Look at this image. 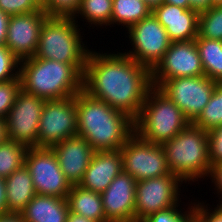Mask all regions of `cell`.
<instances>
[{"instance_id":"cell-21","label":"cell","mask_w":222,"mask_h":222,"mask_svg":"<svg viewBox=\"0 0 222 222\" xmlns=\"http://www.w3.org/2000/svg\"><path fill=\"white\" fill-rule=\"evenodd\" d=\"M5 185L8 213H21L37 194L25 165L6 177Z\"/></svg>"},{"instance_id":"cell-25","label":"cell","mask_w":222,"mask_h":222,"mask_svg":"<svg viewBox=\"0 0 222 222\" xmlns=\"http://www.w3.org/2000/svg\"><path fill=\"white\" fill-rule=\"evenodd\" d=\"M112 6L113 0H81L80 8L73 19L76 20L80 15L90 27L104 25L106 28L111 25Z\"/></svg>"},{"instance_id":"cell-22","label":"cell","mask_w":222,"mask_h":222,"mask_svg":"<svg viewBox=\"0 0 222 222\" xmlns=\"http://www.w3.org/2000/svg\"><path fill=\"white\" fill-rule=\"evenodd\" d=\"M69 211L96 222H106L101 193L72 185L67 195Z\"/></svg>"},{"instance_id":"cell-14","label":"cell","mask_w":222,"mask_h":222,"mask_svg":"<svg viewBox=\"0 0 222 222\" xmlns=\"http://www.w3.org/2000/svg\"><path fill=\"white\" fill-rule=\"evenodd\" d=\"M204 74L195 40L171 42L162 59L151 70L153 87L178 77H194Z\"/></svg>"},{"instance_id":"cell-20","label":"cell","mask_w":222,"mask_h":222,"mask_svg":"<svg viewBox=\"0 0 222 222\" xmlns=\"http://www.w3.org/2000/svg\"><path fill=\"white\" fill-rule=\"evenodd\" d=\"M20 214L24 222H66L69 206L66 198L36 194Z\"/></svg>"},{"instance_id":"cell-9","label":"cell","mask_w":222,"mask_h":222,"mask_svg":"<svg viewBox=\"0 0 222 222\" xmlns=\"http://www.w3.org/2000/svg\"><path fill=\"white\" fill-rule=\"evenodd\" d=\"M76 135V95L45 101L39 121L37 148H51Z\"/></svg>"},{"instance_id":"cell-16","label":"cell","mask_w":222,"mask_h":222,"mask_svg":"<svg viewBox=\"0 0 222 222\" xmlns=\"http://www.w3.org/2000/svg\"><path fill=\"white\" fill-rule=\"evenodd\" d=\"M136 182L122 171L101 193L106 222H135Z\"/></svg>"},{"instance_id":"cell-12","label":"cell","mask_w":222,"mask_h":222,"mask_svg":"<svg viewBox=\"0 0 222 222\" xmlns=\"http://www.w3.org/2000/svg\"><path fill=\"white\" fill-rule=\"evenodd\" d=\"M24 165L30 172L37 194L67 198L72 185L62 173L51 148H28Z\"/></svg>"},{"instance_id":"cell-5","label":"cell","mask_w":222,"mask_h":222,"mask_svg":"<svg viewBox=\"0 0 222 222\" xmlns=\"http://www.w3.org/2000/svg\"><path fill=\"white\" fill-rule=\"evenodd\" d=\"M190 122L179 107L157 87L146 96L138 117L135 133L144 141L162 145L180 133Z\"/></svg>"},{"instance_id":"cell-27","label":"cell","mask_w":222,"mask_h":222,"mask_svg":"<svg viewBox=\"0 0 222 222\" xmlns=\"http://www.w3.org/2000/svg\"><path fill=\"white\" fill-rule=\"evenodd\" d=\"M193 124L207 132L222 125V83L216 84L209 102Z\"/></svg>"},{"instance_id":"cell-37","label":"cell","mask_w":222,"mask_h":222,"mask_svg":"<svg viewBox=\"0 0 222 222\" xmlns=\"http://www.w3.org/2000/svg\"><path fill=\"white\" fill-rule=\"evenodd\" d=\"M9 20L10 16L0 10V45L6 44Z\"/></svg>"},{"instance_id":"cell-32","label":"cell","mask_w":222,"mask_h":222,"mask_svg":"<svg viewBox=\"0 0 222 222\" xmlns=\"http://www.w3.org/2000/svg\"><path fill=\"white\" fill-rule=\"evenodd\" d=\"M20 90V78L0 82V118H6Z\"/></svg>"},{"instance_id":"cell-41","label":"cell","mask_w":222,"mask_h":222,"mask_svg":"<svg viewBox=\"0 0 222 222\" xmlns=\"http://www.w3.org/2000/svg\"><path fill=\"white\" fill-rule=\"evenodd\" d=\"M66 222H96V221L69 211Z\"/></svg>"},{"instance_id":"cell-35","label":"cell","mask_w":222,"mask_h":222,"mask_svg":"<svg viewBox=\"0 0 222 222\" xmlns=\"http://www.w3.org/2000/svg\"><path fill=\"white\" fill-rule=\"evenodd\" d=\"M207 205L209 204L204 205V202H193L195 222H222V211L217 206L211 209Z\"/></svg>"},{"instance_id":"cell-24","label":"cell","mask_w":222,"mask_h":222,"mask_svg":"<svg viewBox=\"0 0 222 222\" xmlns=\"http://www.w3.org/2000/svg\"><path fill=\"white\" fill-rule=\"evenodd\" d=\"M152 13L143 0H113L111 26L122 25L126 30Z\"/></svg>"},{"instance_id":"cell-28","label":"cell","mask_w":222,"mask_h":222,"mask_svg":"<svg viewBox=\"0 0 222 222\" xmlns=\"http://www.w3.org/2000/svg\"><path fill=\"white\" fill-rule=\"evenodd\" d=\"M197 37L222 41V6L199 12Z\"/></svg>"},{"instance_id":"cell-30","label":"cell","mask_w":222,"mask_h":222,"mask_svg":"<svg viewBox=\"0 0 222 222\" xmlns=\"http://www.w3.org/2000/svg\"><path fill=\"white\" fill-rule=\"evenodd\" d=\"M81 5V0H44L42 8L48 17H74Z\"/></svg>"},{"instance_id":"cell-1","label":"cell","mask_w":222,"mask_h":222,"mask_svg":"<svg viewBox=\"0 0 222 222\" xmlns=\"http://www.w3.org/2000/svg\"><path fill=\"white\" fill-rule=\"evenodd\" d=\"M152 87L151 70L128 55L89 51L83 90L91 97L135 120Z\"/></svg>"},{"instance_id":"cell-11","label":"cell","mask_w":222,"mask_h":222,"mask_svg":"<svg viewBox=\"0 0 222 222\" xmlns=\"http://www.w3.org/2000/svg\"><path fill=\"white\" fill-rule=\"evenodd\" d=\"M182 181L174 174L136 182L135 222L179 204Z\"/></svg>"},{"instance_id":"cell-43","label":"cell","mask_w":222,"mask_h":222,"mask_svg":"<svg viewBox=\"0 0 222 222\" xmlns=\"http://www.w3.org/2000/svg\"><path fill=\"white\" fill-rule=\"evenodd\" d=\"M165 3L173 4L175 6H179L185 9L190 8V1L189 0H164Z\"/></svg>"},{"instance_id":"cell-17","label":"cell","mask_w":222,"mask_h":222,"mask_svg":"<svg viewBox=\"0 0 222 222\" xmlns=\"http://www.w3.org/2000/svg\"><path fill=\"white\" fill-rule=\"evenodd\" d=\"M60 169L71 185H78L91 162L95 150L81 136L67 138L52 146Z\"/></svg>"},{"instance_id":"cell-42","label":"cell","mask_w":222,"mask_h":222,"mask_svg":"<svg viewBox=\"0 0 222 222\" xmlns=\"http://www.w3.org/2000/svg\"><path fill=\"white\" fill-rule=\"evenodd\" d=\"M6 139H8L6 121L5 119L0 118V143Z\"/></svg>"},{"instance_id":"cell-47","label":"cell","mask_w":222,"mask_h":222,"mask_svg":"<svg viewBox=\"0 0 222 222\" xmlns=\"http://www.w3.org/2000/svg\"><path fill=\"white\" fill-rule=\"evenodd\" d=\"M34 1L41 7L44 0H34Z\"/></svg>"},{"instance_id":"cell-8","label":"cell","mask_w":222,"mask_h":222,"mask_svg":"<svg viewBox=\"0 0 222 222\" xmlns=\"http://www.w3.org/2000/svg\"><path fill=\"white\" fill-rule=\"evenodd\" d=\"M131 50L123 52L137 63L152 70L168 50L171 41L165 28L151 13L127 29Z\"/></svg>"},{"instance_id":"cell-13","label":"cell","mask_w":222,"mask_h":222,"mask_svg":"<svg viewBox=\"0 0 222 222\" xmlns=\"http://www.w3.org/2000/svg\"><path fill=\"white\" fill-rule=\"evenodd\" d=\"M45 101L20 90L5 118L10 140L28 148H37L39 121Z\"/></svg>"},{"instance_id":"cell-10","label":"cell","mask_w":222,"mask_h":222,"mask_svg":"<svg viewBox=\"0 0 222 222\" xmlns=\"http://www.w3.org/2000/svg\"><path fill=\"white\" fill-rule=\"evenodd\" d=\"M217 82L205 75L164 81L158 89L172 100L193 123L209 102Z\"/></svg>"},{"instance_id":"cell-4","label":"cell","mask_w":222,"mask_h":222,"mask_svg":"<svg viewBox=\"0 0 222 222\" xmlns=\"http://www.w3.org/2000/svg\"><path fill=\"white\" fill-rule=\"evenodd\" d=\"M162 146L171 173L185 184L187 181L189 184L208 176L210 161L207 131L189 123Z\"/></svg>"},{"instance_id":"cell-7","label":"cell","mask_w":222,"mask_h":222,"mask_svg":"<svg viewBox=\"0 0 222 222\" xmlns=\"http://www.w3.org/2000/svg\"><path fill=\"white\" fill-rule=\"evenodd\" d=\"M123 171L136 181L172 174L162 145L144 141L134 133L120 149Z\"/></svg>"},{"instance_id":"cell-31","label":"cell","mask_w":222,"mask_h":222,"mask_svg":"<svg viewBox=\"0 0 222 222\" xmlns=\"http://www.w3.org/2000/svg\"><path fill=\"white\" fill-rule=\"evenodd\" d=\"M20 60L6 45H0V82L19 78Z\"/></svg>"},{"instance_id":"cell-38","label":"cell","mask_w":222,"mask_h":222,"mask_svg":"<svg viewBox=\"0 0 222 222\" xmlns=\"http://www.w3.org/2000/svg\"><path fill=\"white\" fill-rule=\"evenodd\" d=\"M8 213L5 178L0 177V215Z\"/></svg>"},{"instance_id":"cell-36","label":"cell","mask_w":222,"mask_h":222,"mask_svg":"<svg viewBox=\"0 0 222 222\" xmlns=\"http://www.w3.org/2000/svg\"><path fill=\"white\" fill-rule=\"evenodd\" d=\"M215 185L216 194L221 195L222 198V162L215 165H210L208 176Z\"/></svg>"},{"instance_id":"cell-18","label":"cell","mask_w":222,"mask_h":222,"mask_svg":"<svg viewBox=\"0 0 222 222\" xmlns=\"http://www.w3.org/2000/svg\"><path fill=\"white\" fill-rule=\"evenodd\" d=\"M152 14L165 28L171 42L191 41L198 36L199 12L163 2Z\"/></svg>"},{"instance_id":"cell-23","label":"cell","mask_w":222,"mask_h":222,"mask_svg":"<svg viewBox=\"0 0 222 222\" xmlns=\"http://www.w3.org/2000/svg\"><path fill=\"white\" fill-rule=\"evenodd\" d=\"M195 42L205 76L222 83V41L196 37Z\"/></svg>"},{"instance_id":"cell-29","label":"cell","mask_w":222,"mask_h":222,"mask_svg":"<svg viewBox=\"0 0 222 222\" xmlns=\"http://www.w3.org/2000/svg\"><path fill=\"white\" fill-rule=\"evenodd\" d=\"M190 203V206L188 205L185 212L179 207L180 204H178L175 207L155 212L145 218L142 222H195L193 203Z\"/></svg>"},{"instance_id":"cell-19","label":"cell","mask_w":222,"mask_h":222,"mask_svg":"<svg viewBox=\"0 0 222 222\" xmlns=\"http://www.w3.org/2000/svg\"><path fill=\"white\" fill-rule=\"evenodd\" d=\"M122 171L120 150L95 151L83 179L78 185L87 190L102 193Z\"/></svg>"},{"instance_id":"cell-6","label":"cell","mask_w":222,"mask_h":222,"mask_svg":"<svg viewBox=\"0 0 222 222\" xmlns=\"http://www.w3.org/2000/svg\"><path fill=\"white\" fill-rule=\"evenodd\" d=\"M73 17H47L34 57L68 64H86L89 51ZM86 45V46H85Z\"/></svg>"},{"instance_id":"cell-15","label":"cell","mask_w":222,"mask_h":222,"mask_svg":"<svg viewBox=\"0 0 222 222\" xmlns=\"http://www.w3.org/2000/svg\"><path fill=\"white\" fill-rule=\"evenodd\" d=\"M47 17L42 8L28 14L10 16L5 45L20 61L34 57L41 26Z\"/></svg>"},{"instance_id":"cell-46","label":"cell","mask_w":222,"mask_h":222,"mask_svg":"<svg viewBox=\"0 0 222 222\" xmlns=\"http://www.w3.org/2000/svg\"><path fill=\"white\" fill-rule=\"evenodd\" d=\"M217 207L222 211V198L219 200Z\"/></svg>"},{"instance_id":"cell-3","label":"cell","mask_w":222,"mask_h":222,"mask_svg":"<svg viewBox=\"0 0 222 222\" xmlns=\"http://www.w3.org/2000/svg\"><path fill=\"white\" fill-rule=\"evenodd\" d=\"M86 64L30 57L20 61L21 89L46 101L62 100L83 90Z\"/></svg>"},{"instance_id":"cell-40","label":"cell","mask_w":222,"mask_h":222,"mask_svg":"<svg viewBox=\"0 0 222 222\" xmlns=\"http://www.w3.org/2000/svg\"><path fill=\"white\" fill-rule=\"evenodd\" d=\"M0 222H24L20 213H6L0 215Z\"/></svg>"},{"instance_id":"cell-45","label":"cell","mask_w":222,"mask_h":222,"mask_svg":"<svg viewBox=\"0 0 222 222\" xmlns=\"http://www.w3.org/2000/svg\"><path fill=\"white\" fill-rule=\"evenodd\" d=\"M212 6H222V0H212Z\"/></svg>"},{"instance_id":"cell-26","label":"cell","mask_w":222,"mask_h":222,"mask_svg":"<svg viewBox=\"0 0 222 222\" xmlns=\"http://www.w3.org/2000/svg\"><path fill=\"white\" fill-rule=\"evenodd\" d=\"M28 147L9 138L0 143V177L6 178L25 164Z\"/></svg>"},{"instance_id":"cell-39","label":"cell","mask_w":222,"mask_h":222,"mask_svg":"<svg viewBox=\"0 0 222 222\" xmlns=\"http://www.w3.org/2000/svg\"><path fill=\"white\" fill-rule=\"evenodd\" d=\"M190 9H194L198 12L204 11L212 7V0H189Z\"/></svg>"},{"instance_id":"cell-44","label":"cell","mask_w":222,"mask_h":222,"mask_svg":"<svg viewBox=\"0 0 222 222\" xmlns=\"http://www.w3.org/2000/svg\"><path fill=\"white\" fill-rule=\"evenodd\" d=\"M153 10L155 7L161 5L164 0H143Z\"/></svg>"},{"instance_id":"cell-2","label":"cell","mask_w":222,"mask_h":222,"mask_svg":"<svg viewBox=\"0 0 222 222\" xmlns=\"http://www.w3.org/2000/svg\"><path fill=\"white\" fill-rule=\"evenodd\" d=\"M77 135L95 151L120 150L135 133L134 119L84 90L76 94Z\"/></svg>"},{"instance_id":"cell-34","label":"cell","mask_w":222,"mask_h":222,"mask_svg":"<svg viewBox=\"0 0 222 222\" xmlns=\"http://www.w3.org/2000/svg\"><path fill=\"white\" fill-rule=\"evenodd\" d=\"M208 133V150L210 165L222 162V125L211 129Z\"/></svg>"},{"instance_id":"cell-33","label":"cell","mask_w":222,"mask_h":222,"mask_svg":"<svg viewBox=\"0 0 222 222\" xmlns=\"http://www.w3.org/2000/svg\"><path fill=\"white\" fill-rule=\"evenodd\" d=\"M40 6L34 0H0V10L9 16L38 11Z\"/></svg>"}]
</instances>
